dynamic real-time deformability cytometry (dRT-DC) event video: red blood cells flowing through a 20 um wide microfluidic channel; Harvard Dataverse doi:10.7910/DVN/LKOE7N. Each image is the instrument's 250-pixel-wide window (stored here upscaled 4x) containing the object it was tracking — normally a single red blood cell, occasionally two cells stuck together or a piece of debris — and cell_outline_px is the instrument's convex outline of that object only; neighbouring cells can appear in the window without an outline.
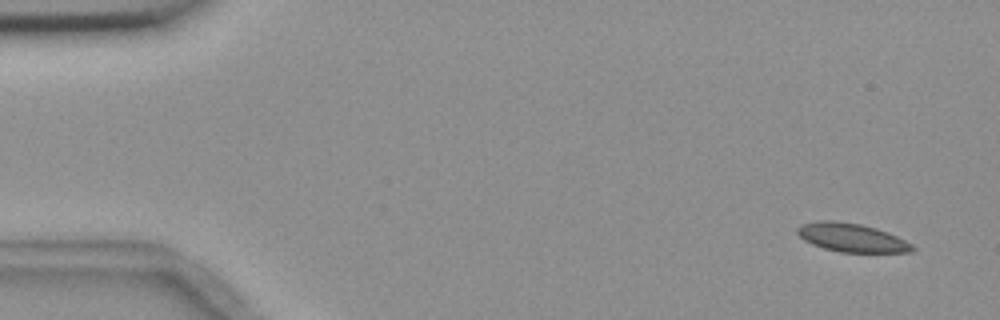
{"species": "common noctule bat (a hibernating species)", "species_latin": "Nyctalus noctula", "temperature_condition": "room temperature", "stored_images_in_passage": 20, "segment_of_instrument_passage": [1, 4], "camera_frame_rate_fps": 3000, "um_per_image_px": 0.085, "animal": {"sex": "female", "body_mass_g": 18.4}, "frame": {"image": 1, "passage_image": 1, "time_ms": 0.0, "image_size_px": [1000, 320], "cell_outline_px": [[916, 248], [912, 252], [840, 252], [824, 248], [812, 244], [804, 240], [796, 232], [796, 228], [800, 224], [816, 220], [836, 220], [860, 224], [876, 228], [888, 232], [912, 244]], "centroid_in_image_um": [72.36, 20.18], "position_along_channel_um": 12.6, "area_um2": 19.25}}